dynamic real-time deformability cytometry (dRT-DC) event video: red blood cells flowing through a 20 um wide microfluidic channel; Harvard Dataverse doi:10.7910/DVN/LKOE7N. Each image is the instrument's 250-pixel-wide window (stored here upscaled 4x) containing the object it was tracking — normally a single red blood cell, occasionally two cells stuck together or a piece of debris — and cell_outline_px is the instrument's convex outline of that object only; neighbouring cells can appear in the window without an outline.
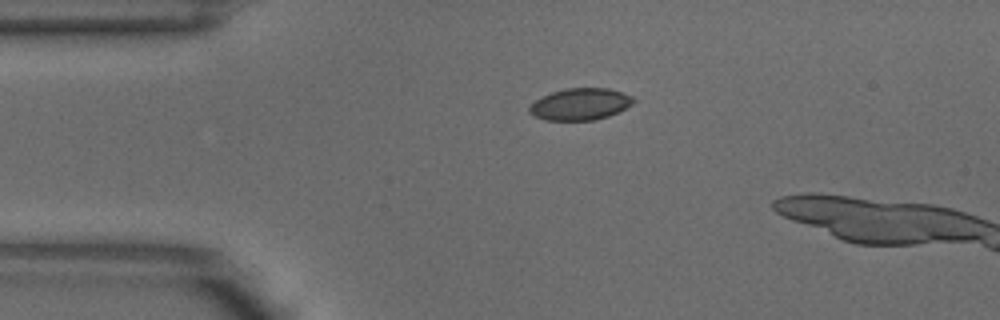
{"species": "common noctule bat (a hibernating species)", "species_latin": "Nyctalus noctula", "temperature_condition": "warm", "stored_images_in_passage": 3, "camera_frame_rate_fps": 3000, "um_per_image_px": 0.085, "animal": {"sex": "male", "body_mass_g": 18.8}, "frame": {"image": 1, "passage_image": 1, "time_ms": 0.0, "image_size_px": [1000, 320], "cell_outline_px": [[636, 100], [632, 104], [608, 116], [592, 120], [544, 120], [528, 112], [528, 108], [536, 100], [552, 92], [564, 88], [608, 88], [624, 92], [632, 96]], "centroid_in_image_um": [49.33, 8.84], "position_along_channel_um": 35.7, "area_um2": 19.13}}